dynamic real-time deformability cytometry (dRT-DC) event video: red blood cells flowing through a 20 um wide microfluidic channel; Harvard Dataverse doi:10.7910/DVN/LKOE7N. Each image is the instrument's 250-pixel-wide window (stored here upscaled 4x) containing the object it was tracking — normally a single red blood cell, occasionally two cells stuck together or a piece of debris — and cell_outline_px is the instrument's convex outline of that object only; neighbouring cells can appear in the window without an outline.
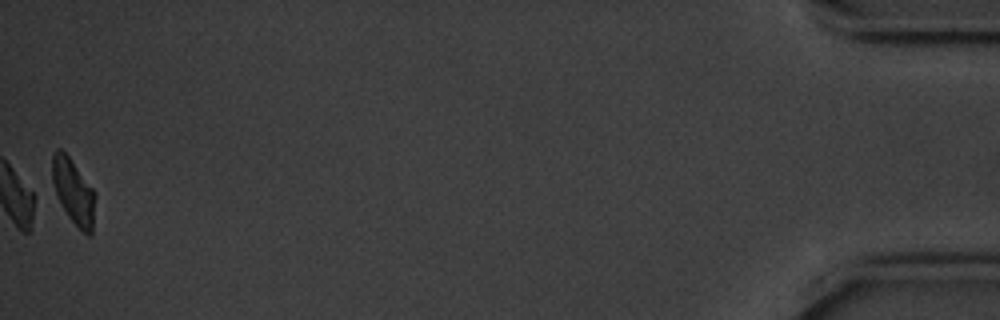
{"species": "common noctule bat (a hibernating species)", "species_latin": "Nyctalus noctula", "temperature_condition": "cold", "stored_images_in_passage": 56, "segment_of_instrument_passage": [2, 2], "camera_frame_rate_fps": 3000, "um_per_image_px": 0.085, "animal": {"sex": "male", "body_mass_g": 20.1, "forearm_length_mm": 53.5}, "frame": {"image": 1, "passage_image": 56, "time_ms": 18.333, "image_size_px": [1000, 320], "cell_outline_px": [[96, 196], [92, 236], [88, 236], [68, 216], [52, 196], [52, 152], [56, 148], [60, 148], [68, 156], [96, 192]], "centroid_in_image_um": [6.2, 16.29], "position_along_channel_um": 429.0, "area_um2": 16.94}}